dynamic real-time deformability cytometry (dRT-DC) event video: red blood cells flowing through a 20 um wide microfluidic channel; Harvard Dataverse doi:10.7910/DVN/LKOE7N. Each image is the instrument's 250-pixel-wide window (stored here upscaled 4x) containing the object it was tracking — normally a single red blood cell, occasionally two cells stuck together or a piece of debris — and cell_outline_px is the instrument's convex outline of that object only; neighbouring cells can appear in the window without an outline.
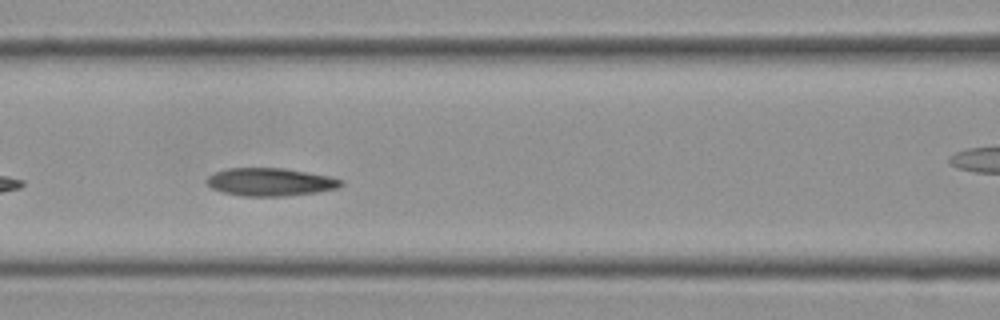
{"species": "Egyptian fruit bat (a non-hibernating species)", "species_latin": "Rousettus aegyptiacus", "temperature_condition": "cold", "stored_images_in_passage": 32, "camera_frame_rate_fps": 3000, "um_per_image_px": 0.085, "frame": {"image": 1, "passage_image": 9, "time_ms": 2.667, "image_size_px": [1000, 320], "cell_outline_px": [[344, 184], [336, 188], [316, 192], [284, 196], [240, 196], [224, 192], [212, 188], [204, 180], [208, 176], [216, 172], [228, 168], [284, 168], [328, 176], [344, 180]], "centroid_in_image_um": [22.96, 15.47], "position_along_channel_um": 143.6, "area_um2": 21.73}}
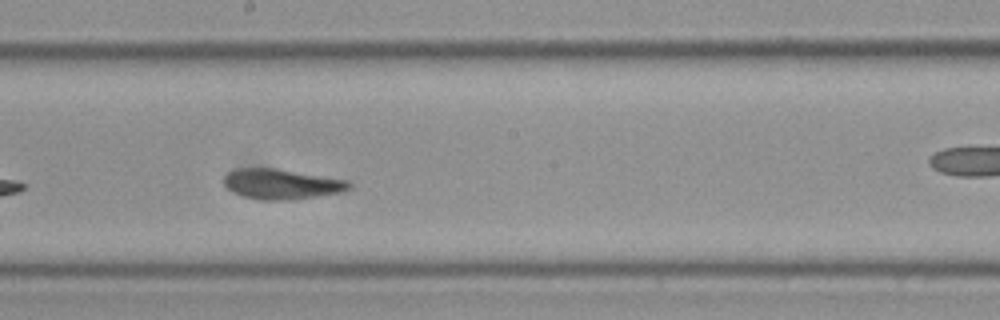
{"frame": {"image": 2, "passage_image": 16, "time_ms": 5.0, "image_size_px": [1000, 320], "cell_outline_px": [[352, 184], [344, 192], [292, 200], [260, 200], [244, 196], [228, 188], [224, 184], [224, 176], [228, 172], [236, 168], [276, 168], [348, 180]], "centroid_in_image_um": [23.95, 15.64], "position_along_channel_um": 224.2, "area_um2": 22.02}}
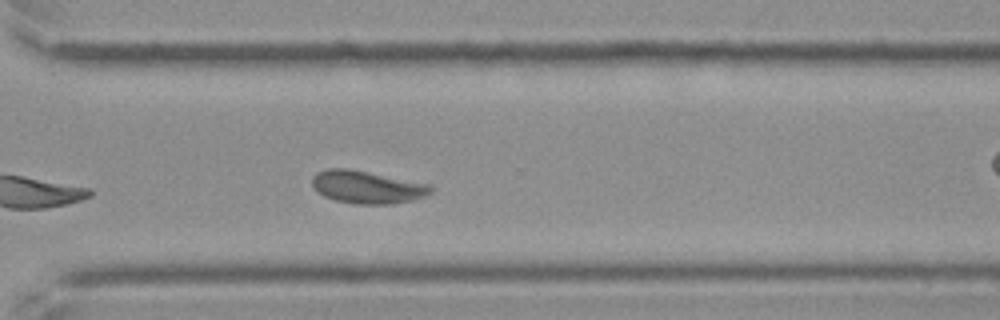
{"frame": {"image": 3, "passage_image": 26, "time_ms": 8.333, "image_size_px": [1000, 320], "cell_outline_px": [[436, 188], [432, 192], [424, 196], [412, 200], [392, 204], [356, 204], [336, 200], [324, 196], [316, 192], [312, 188], [312, 176], [316, 172], [328, 168], [348, 168], [428, 184]], "centroid_in_image_um": [31.16, 15.9], "position_along_channel_um": 339.4, "area_um2": 22.66}, "authors_computed_cell_mechanics": {"area_um2": 21.9351, "velocity_mm_per_s": 3.4605, "shape_relaxation_time_tau1_ms": null, "shape_relaxation_time_tau2_ms": 1.8701, "deformation_change_tau1": null, "deformation_change_tau2": 0.0634}}